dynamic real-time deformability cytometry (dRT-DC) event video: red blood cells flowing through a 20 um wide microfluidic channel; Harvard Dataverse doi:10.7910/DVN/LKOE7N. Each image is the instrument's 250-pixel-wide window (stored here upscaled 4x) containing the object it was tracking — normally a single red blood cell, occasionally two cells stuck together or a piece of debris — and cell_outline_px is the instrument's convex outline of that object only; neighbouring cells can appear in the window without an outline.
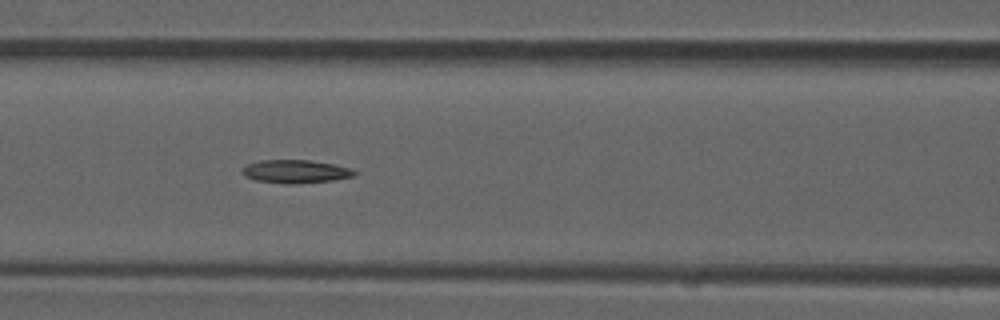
{"species": "common noctule bat (a hibernating species)", "species_latin": "Nyctalus noctula", "temperature_condition": "room temperature", "stored_images_in_passage": 10, "camera_frame_rate_fps": 3000, "um_per_image_px": 0.085, "animal": {"sex": "male", "forearm_length_mm": 52.5}, "frame": {"image": 1, "passage_image": 6, "time_ms": 1.667, "image_size_px": [1000, 320], "cell_outline_px": [[356, 176], [332, 180], [292, 184], [288, 184], [256, 180], [244, 176], [240, 172], [248, 164], [260, 160], [308, 160], [332, 164], [352, 168], [356, 172]], "centroid_in_image_um": [25.13, 14.57], "position_along_channel_um": 141.5, "area_um2": 15.09}}
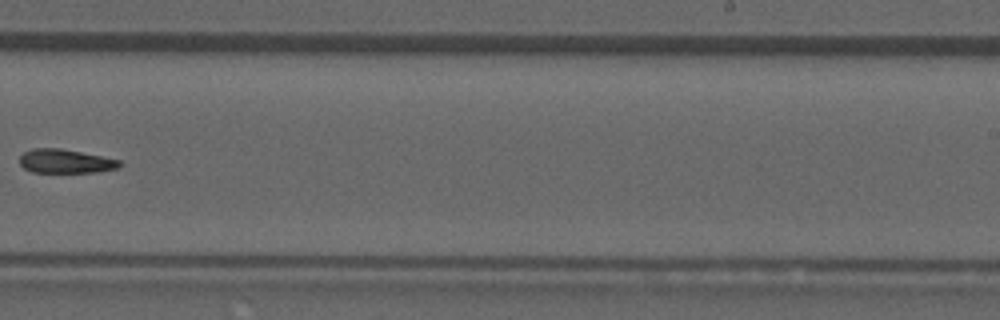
{"frame": {"image": 2, "passage_image": 9, "time_ms": 2.667, "image_size_px": [1000, 320], "cell_outline_px": [[124, 164], [120, 168], [100, 172], [32, 172], [24, 168], [20, 164], [20, 156], [24, 152], [32, 148], [60, 148], [120, 160]], "centroid_in_image_um": [5.6, 13.71], "position_along_channel_um": 283.4, "area_um2": 13.99}}
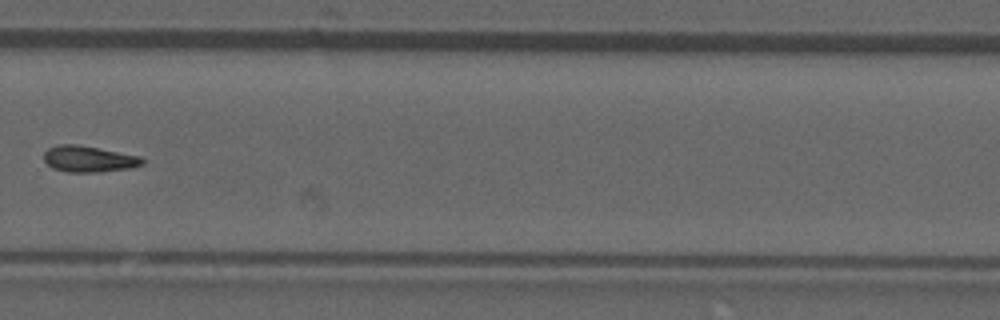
{"frame": {"image": 3, "passage_image": 10, "time_ms": 3.0, "image_size_px": [1000, 320], "cell_outline_px": [[144, 164], [132, 168], [96, 172], [68, 172], [52, 168], [44, 160], [44, 152], [48, 148], [60, 144], [76, 144], [140, 156], [144, 160]], "centroid_in_image_um": [7.54, 13.52], "position_along_channel_um": 322.3, "area_um2": 14.97}}